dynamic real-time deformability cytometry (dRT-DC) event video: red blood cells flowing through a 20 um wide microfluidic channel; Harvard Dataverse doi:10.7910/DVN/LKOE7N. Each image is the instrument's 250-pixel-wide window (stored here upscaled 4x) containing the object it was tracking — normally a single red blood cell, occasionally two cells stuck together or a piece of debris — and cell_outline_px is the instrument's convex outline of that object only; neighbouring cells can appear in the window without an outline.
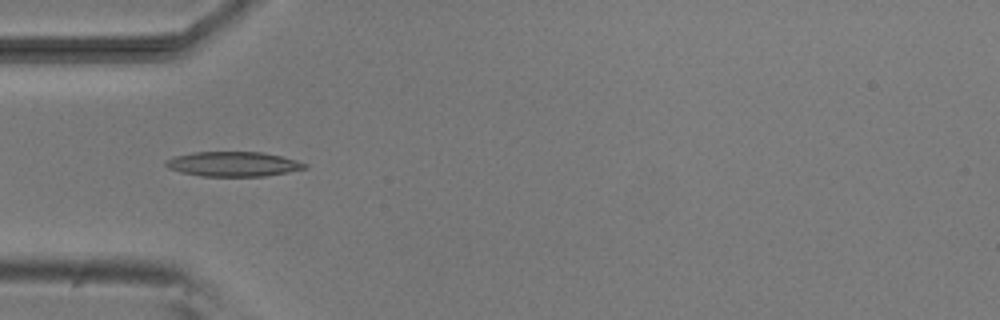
{"species": "common noctule bat (a hibernating species)", "species_latin": "Nyctalus noctula", "temperature_condition": "room temperature", "stored_images_in_passage": 6, "camera_frame_rate_fps": 3000, "um_per_image_px": 0.085, "animal": {"sex": "male", "body_mass_g": 20.5, "forearm_length_mm": 52.5}, "frame": {"image": 1, "passage_image": 4, "time_ms": 4.333, "image_size_px": [1000, 320], "cell_outline_px": [[308, 168], [288, 172], [264, 176], [200, 176], [180, 172], [168, 168], [164, 164], [164, 160], [172, 156], [192, 152], [260, 152], [280, 156], [296, 160], [308, 164]], "centroid_in_image_um": [19.78, 13.94], "position_along_channel_um": 65.2, "area_um2": 20.17}}
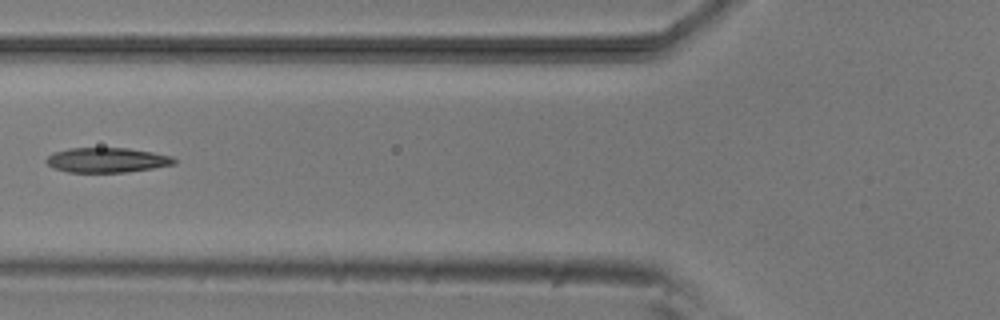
{"frame": {"image": 2, "passage_image": 5, "time_ms": 5.667, "image_size_px": [1000, 320], "cell_outline_px": [[176, 164], [128, 172], [68, 172], [52, 168], [44, 160], [52, 152], [68, 148], [128, 148], [152, 152], [172, 156], [176, 160]], "centroid_in_image_um": [9.06, 13.6], "position_along_channel_um": 116.7, "area_um2": 18.61}}
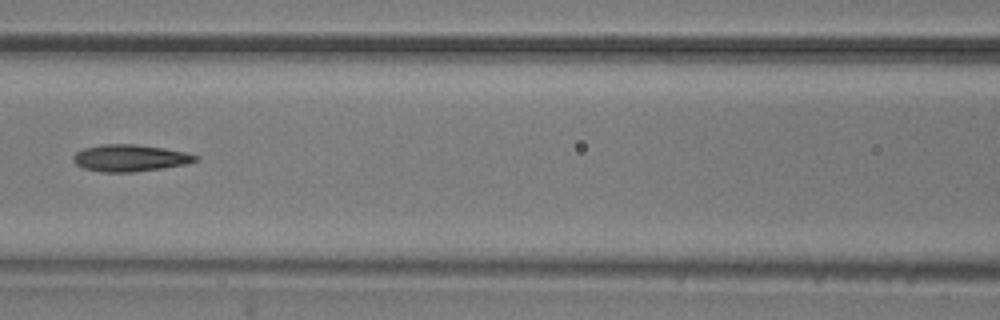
{"frame": {"image": 3, "passage_image": 6, "time_ms": 6.667, "image_size_px": [1000, 320], "cell_outline_px": [[200, 160], [184, 164], [164, 168], [132, 172], [100, 172], [84, 168], [76, 164], [72, 160], [72, 156], [76, 152], [84, 148], [100, 144], [132, 144], [164, 148], [184, 152], [200, 156]], "centroid_in_image_um": [11.04, 13.43], "position_along_channel_um": 155.6, "area_um2": 19.19}}